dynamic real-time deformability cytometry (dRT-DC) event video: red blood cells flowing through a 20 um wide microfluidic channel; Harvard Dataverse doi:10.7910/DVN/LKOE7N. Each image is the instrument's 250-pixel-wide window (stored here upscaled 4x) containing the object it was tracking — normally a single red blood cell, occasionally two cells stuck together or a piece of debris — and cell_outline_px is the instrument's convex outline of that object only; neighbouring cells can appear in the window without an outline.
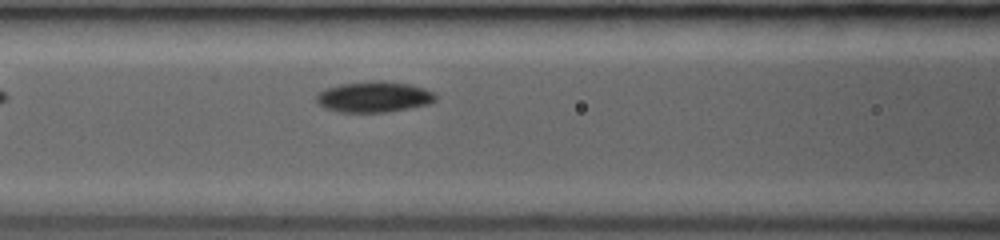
{"species": "common noctule bat (a hibernating species)", "species_latin": "Nyctalus noctula", "temperature_condition": "room temperature", "stored_images_in_passage": 26, "camera_frame_rate_fps": 3000, "um_per_image_px": 0.085, "animal": {"sex": "female", "body_mass_g": 19.0, "forearm_length_mm": 53.3}, "frame": {"image": 1, "passage_image": 14, "time_ms": 3.333, "image_size_px": [1000, 240], "cell_outline_px": [[436, 100], [428, 104], [408, 108], [384, 112], [340, 112], [324, 108], [316, 100], [316, 96], [320, 92], [328, 88], [340, 84], [372, 80], [384, 80], [412, 84], [424, 88], [432, 92], [436, 96]], "centroid_in_image_um": [31.8, 8.22], "position_along_channel_um": 134.8, "area_um2": 21.39}}
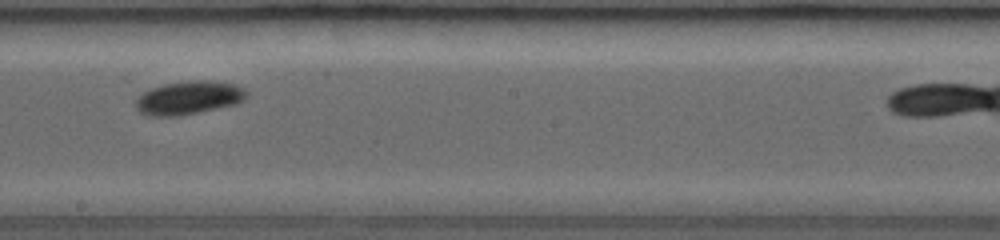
{"frame": {"image": 2, "passage_image": 21, "time_ms": 5.667, "image_size_px": [1000, 240], "cell_outline_px": [[248, 96], [244, 100], [236, 104], [180, 116], [148, 116], [140, 112], [136, 108], [136, 100], [144, 92], [152, 88], [164, 84], [192, 80], [208, 80], [236, 84], [244, 88], [248, 92]], "centroid_in_image_um": [16.08, 8.31], "position_along_channel_um": 232.1, "area_um2": 21.62}}
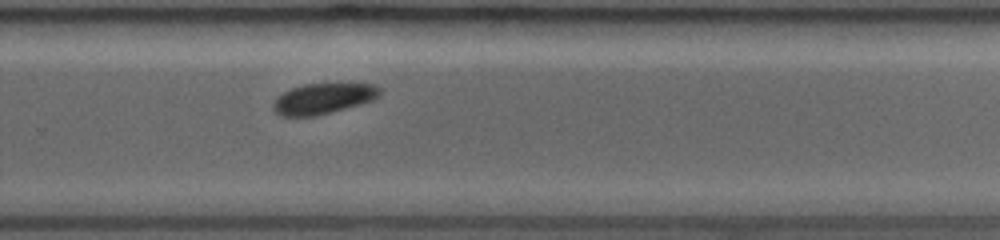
{"frame": {"image": 3, "passage_image": 25, "time_ms": 7.333, "image_size_px": [1000, 240], "cell_outline_px": [[384, 92], [380, 96], [372, 100], [360, 104], [332, 112], [316, 116], [280, 116], [272, 108], [272, 104], [276, 96], [292, 88], [304, 84], [376, 84], [384, 88]], "centroid_in_image_um": [27.51, 8.38], "position_along_channel_um": 302.3, "area_um2": 19.25}}